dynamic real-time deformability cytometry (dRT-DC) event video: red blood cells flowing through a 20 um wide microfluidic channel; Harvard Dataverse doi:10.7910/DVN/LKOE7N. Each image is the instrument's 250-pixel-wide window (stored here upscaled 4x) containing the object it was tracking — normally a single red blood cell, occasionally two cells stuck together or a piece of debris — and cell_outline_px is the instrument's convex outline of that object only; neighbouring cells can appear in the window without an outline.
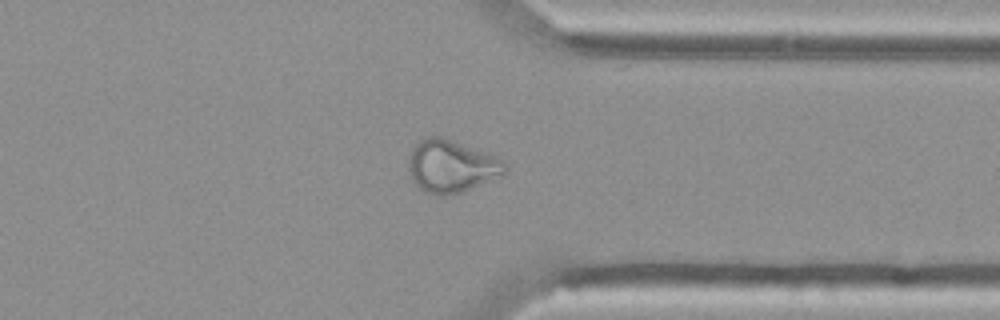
{"species": "Egyptian fruit bat (a non-hibernating species)", "species_latin": "Rousettus aegyptiacus", "temperature_condition": "cold", "stored_images_in_passage": 52, "camera_frame_rate_fps": 3000, "um_per_image_px": 0.085, "animal": {"sex": "female"}, "frame": {"image": 1, "passage_image": 43, "time_ms": 14.0, "image_size_px": [1000, 320], "cell_outline_px": [[508, 168], [500, 176], [460, 192], [444, 196], [436, 196], [424, 192], [412, 180], [408, 168], [408, 160], [412, 148], [420, 140], [432, 136], [440, 136], [488, 152], [504, 160], [508, 164]], "centroid_in_image_um": [38.36, 14.12], "position_along_channel_um": 373.0, "area_um2": 29.59}}
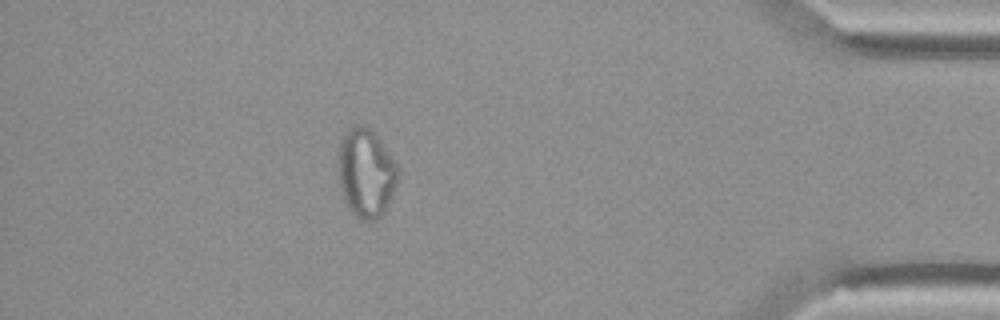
{"frame": {"image": 2, "passage_image": 49, "time_ms": 16.0, "image_size_px": [1000, 320], "cell_outline_px": [[400, 172], [392, 196], [384, 212], [376, 220], [360, 220], [348, 208], [340, 184], [336, 164], [340, 140], [344, 132], [348, 128], [356, 124], [360, 124], [368, 128], [380, 140], [396, 164]], "centroid_in_image_um": [31.08, 14.69], "position_along_channel_um": 404.1, "area_um2": 30.98}}